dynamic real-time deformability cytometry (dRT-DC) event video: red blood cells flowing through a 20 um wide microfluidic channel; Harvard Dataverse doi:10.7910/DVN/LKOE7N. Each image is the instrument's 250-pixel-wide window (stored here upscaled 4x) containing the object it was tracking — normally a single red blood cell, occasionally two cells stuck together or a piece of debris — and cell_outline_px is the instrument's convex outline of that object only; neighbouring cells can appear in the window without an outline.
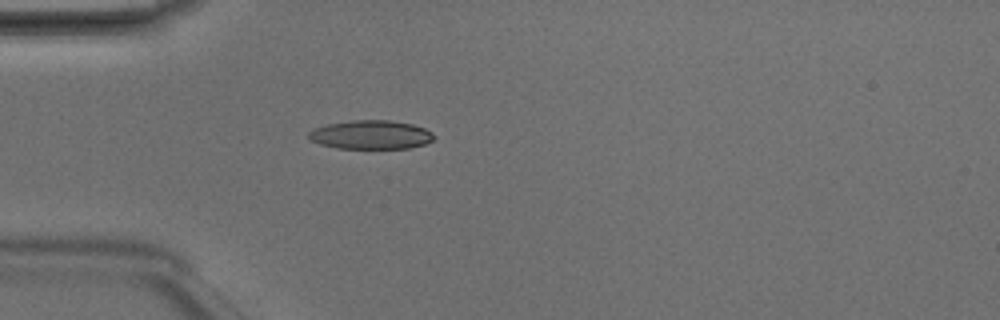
{"species": "Egyptian fruit bat (a non-hibernating species)", "species_latin": "Rousettus aegyptiacus", "temperature_condition": "room temperature", "stored_images_in_passage": 4, "camera_frame_rate_fps": 3000, "um_per_image_px": 0.085, "animal": {"sex": "male"}, "frame": {"image": 1, "passage_image": 4, "time_ms": 1.0, "image_size_px": [1000, 320], "cell_outline_px": [[436, 136], [432, 140], [424, 144], [408, 148], [336, 148], [320, 144], [312, 140], [308, 136], [308, 132], [312, 128], [328, 124], [352, 120], [388, 120], [412, 124], [424, 128], [432, 132]], "centroid_in_image_um": [31.52, 11.45], "position_along_channel_um": 53.5, "area_um2": 20.98}}